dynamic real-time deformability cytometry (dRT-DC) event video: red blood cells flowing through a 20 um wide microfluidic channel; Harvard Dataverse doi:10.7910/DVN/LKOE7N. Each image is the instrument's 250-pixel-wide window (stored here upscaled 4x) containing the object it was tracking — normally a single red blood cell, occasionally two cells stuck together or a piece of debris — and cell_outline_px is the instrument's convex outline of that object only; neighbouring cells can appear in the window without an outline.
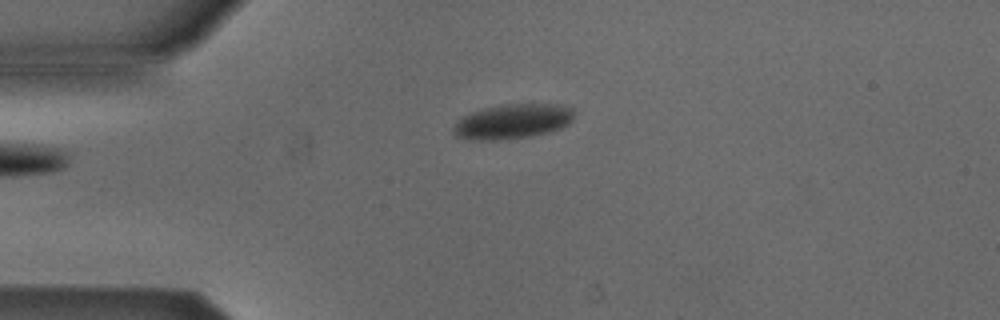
{"species": "Egyptian fruit bat (a non-hibernating species)", "species_latin": "Rousettus aegyptiacus", "temperature_condition": "cold", "stored_images_in_passage": 4, "camera_frame_rate_fps": 3000, "um_per_image_px": 0.085, "animal": {"sex": "male"}, "frame": {"image": 1, "passage_image": 1, "time_ms": 0.0, "image_size_px": [1000, 320], "cell_outline_px": [[576, 112], [572, 120], [568, 124], [560, 128], [528, 136], [496, 140], [480, 140], [456, 136], [452, 132], [452, 128], [464, 116], [472, 112], [484, 108], [504, 104], [556, 104], [572, 108]], "centroid_in_image_um": [43.59, 10.3], "position_along_channel_um": 41.4, "area_um2": 24.04}}
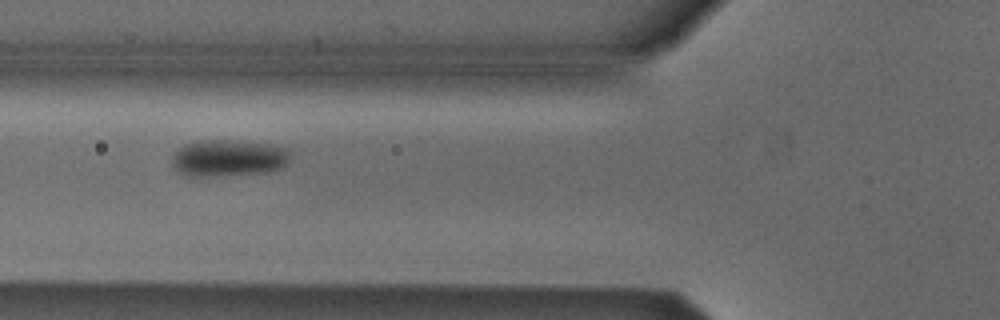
{"frame": {"image": 2, "passage_image": 3, "time_ms": 0.667, "image_size_px": [1000, 320], "cell_outline_px": [[288, 164], [280, 168], [264, 172], [208, 176], [188, 176], [180, 172], [172, 164], [172, 156], [184, 144], [200, 140], [228, 140], [272, 144], [288, 148]], "centroid_in_image_um": [19.41, 13.42], "position_along_channel_um": 106.4, "area_um2": 25.09}}
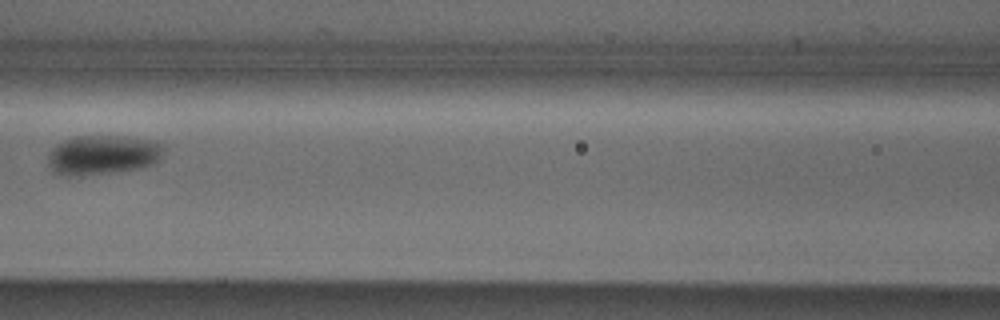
{"frame": {"image": 3, "passage_image": 4, "time_ms": 1.0, "image_size_px": [1000, 320], "cell_outline_px": [[164, 148], [160, 160], [156, 164], [140, 168], [68, 176], [52, 172], [48, 164], [48, 152], [56, 144], [64, 140], [76, 136], [124, 136], [148, 140], [164, 144]], "centroid_in_image_um": [8.72, 13.15], "position_along_channel_um": 157.9, "area_um2": 26.53}}